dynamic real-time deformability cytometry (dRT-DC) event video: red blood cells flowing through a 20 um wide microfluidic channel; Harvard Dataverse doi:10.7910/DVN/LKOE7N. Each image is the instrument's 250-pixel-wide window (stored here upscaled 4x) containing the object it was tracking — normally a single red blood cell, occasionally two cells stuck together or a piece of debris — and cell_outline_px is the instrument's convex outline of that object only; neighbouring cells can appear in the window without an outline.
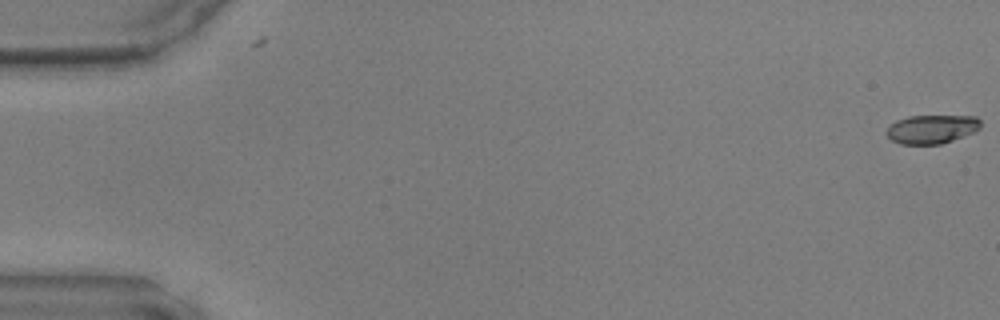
{"species": "common noctule bat (a hibernating species)", "species_latin": "Nyctalus noctula", "temperature_condition": "warm", "stored_images_in_passage": 31, "camera_frame_rate_fps": 3000, "um_per_image_px": 0.085, "animal": {"sex": "male", "body_mass_g": 17.9, "forearm_length_mm": 54.2}, "frame": {"image": 1, "passage_image": 1, "time_ms": 0.0, "image_size_px": [1000, 320], "cell_outline_px": [[980, 128], [976, 132], [940, 144], [900, 144], [892, 140], [888, 136], [888, 128], [896, 120], [908, 116], [976, 116], [980, 120]], "centroid_in_image_um": [79.23, 10.97], "position_along_channel_um": 5.8, "area_um2": 15.66}}
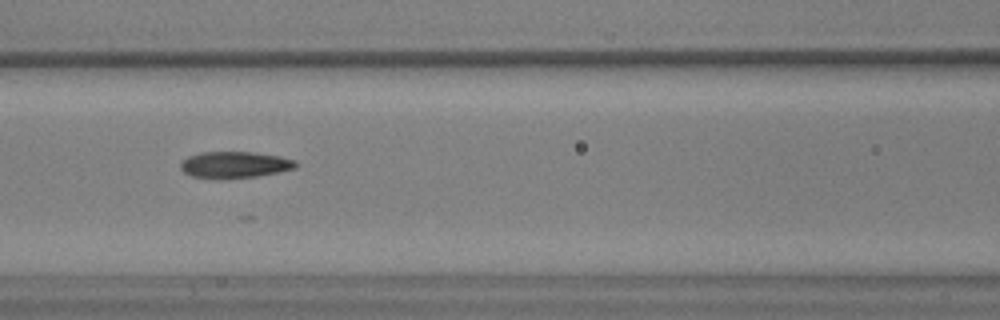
{"frame": {"image": 2, "passage_image": 22, "time_ms": 7.0, "image_size_px": [1000, 320], "cell_outline_px": [[296, 168], [256, 176], [224, 180], [216, 180], [192, 176], [184, 172], [180, 168], [180, 164], [188, 156], [200, 152], [252, 152], [280, 156], [296, 160]], "centroid_in_image_um": [19.91, 14.02], "position_along_channel_um": 146.7, "area_um2": 17.98}}
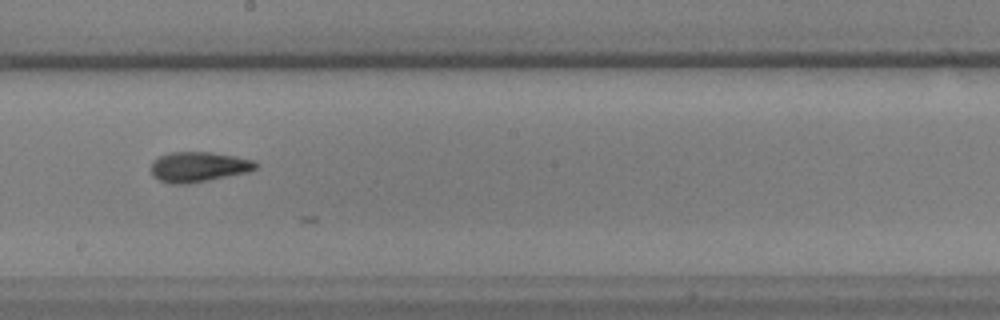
{"frame": {"image": 3, "passage_image": 28, "time_ms": 9.0, "image_size_px": [1000, 320], "cell_outline_px": [[256, 168], [248, 172], [188, 184], [168, 184], [152, 176], [152, 160], [168, 152], [212, 152], [236, 156], [252, 160], [256, 164]], "centroid_in_image_um": [16.83, 14.18], "position_along_channel_um": 231.4, "area_um2": 18.38}}